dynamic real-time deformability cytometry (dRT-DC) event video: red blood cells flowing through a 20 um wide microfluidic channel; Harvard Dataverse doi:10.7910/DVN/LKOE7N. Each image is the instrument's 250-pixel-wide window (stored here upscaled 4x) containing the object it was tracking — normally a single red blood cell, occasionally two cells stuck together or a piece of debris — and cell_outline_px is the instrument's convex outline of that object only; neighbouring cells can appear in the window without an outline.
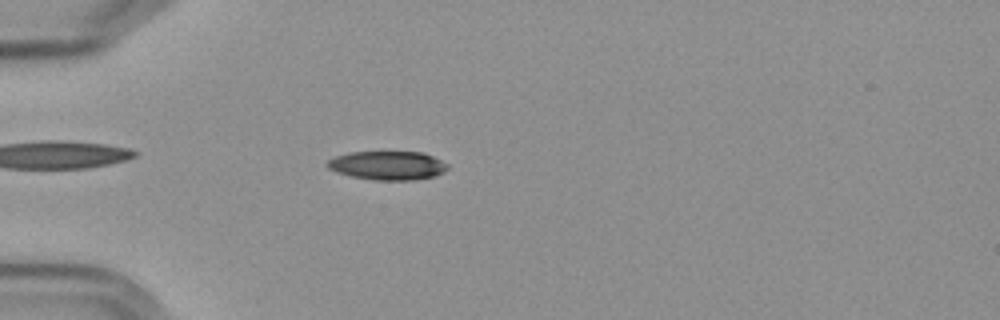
{"species": "Egyptian fruit bat (a non-hibernating species)", "species_latin": "Rousettus aegyptiacus", "temperature_condition": "cold", "stored_images_in_passage": 52, "camera_frame_rate_fps": 3000, "um_per_image_px": 0.085, "frame": {"image": 1, "passage_image": 12, "time_ms": 3.667, "image_size_px": [1000, 320], "cell_outline_px": [[448, 168], [444, 172], [432, 176], [412, 180], [376, 180], [352, 176], [336, 172], [328, 168], [324, 164], [328, 160], [336, 156], [348, 152], [424, 152], [448, 164]], "centroid_in_image_um": [32.92, 14.06], "position_along_channel_um": 52.1, "area_um2": 20.11}}
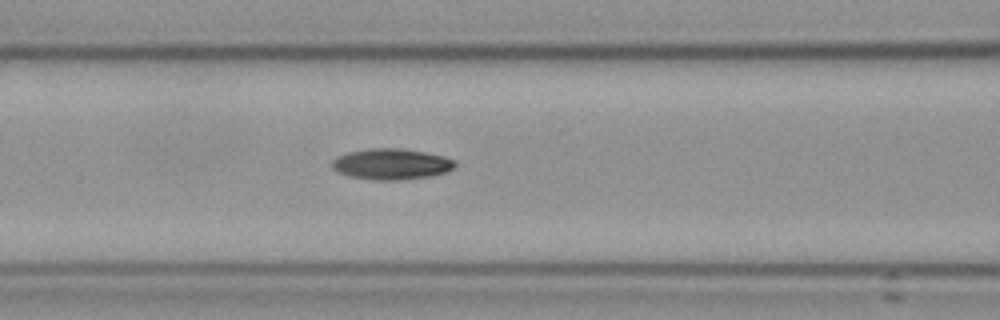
{"frame": {"image": 2, "passage_image": 20, "time_ms": 6.333, "image_size_px": [1000, 320], "cell_outline_px": [[456, 168], [448, 172], [432, 176], [404, 180], [372, 180], [348, 176], [336, 172], [332, 168], [332, 160], [336, 156], [348, 152], [368, 148], [400, 148], [424, 152], [444, 156], [456, 160]], "centroid_in_image_um": [33.28, 13.95], "position_along_channel_um": 133.3, "area_um2": 22.66}}
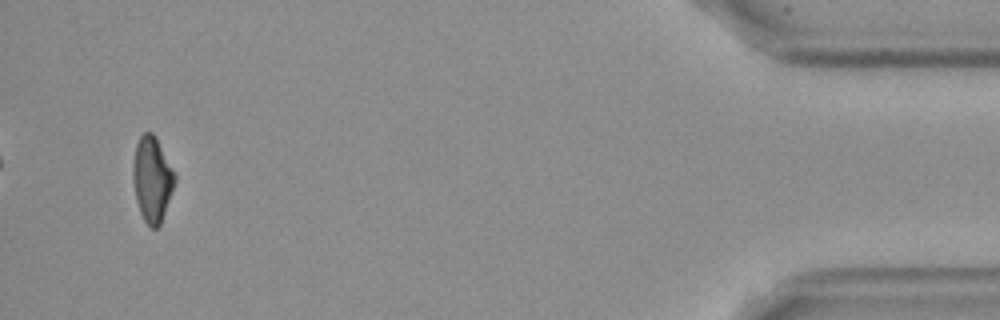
{"frame": {"image": 3, "passage_image": 50, "time_ms": 16.333, "image_size_px": [1000, 320], "cell_outline_px": [[176, 180], [160, 224], [156, 228], [152, 228], [144, 220], [140, 212], [136, 200], [132, 180], [132, 164], [136, 144], [140, 136], [144, 132], [152, 132], [176, 176]], "centroid_in_image_um": [12.9, 15.24], "position_along_channel_um": 422.3, "area_um2": 20.4}, "authors_computed_cell_mechanics": {"area_um2": 20.8658, "velocity_mm_per_s": 3.5987, "shape_relaxation_time_tau1_ms": 6.6369, "shape_relaxation_time_tau2_ms": 9.5521, "deformation_change_tau1": 0.169, "deformation_change_tau2": 0.1574}}